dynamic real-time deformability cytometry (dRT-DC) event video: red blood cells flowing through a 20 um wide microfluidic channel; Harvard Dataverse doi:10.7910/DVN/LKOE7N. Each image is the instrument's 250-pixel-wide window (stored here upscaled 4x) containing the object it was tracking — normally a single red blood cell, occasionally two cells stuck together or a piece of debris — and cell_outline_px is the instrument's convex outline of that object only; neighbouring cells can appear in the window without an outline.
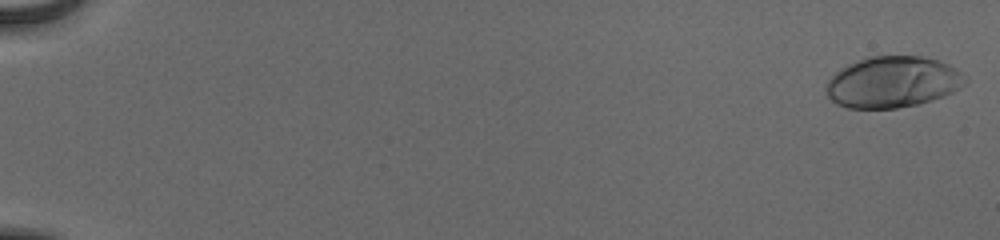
{"species": "human", "species_latin": "Homo sapiens", "temperature_condition": "cold", "stored_images_in_passage": 55, "camera_frame_rate_fps": 3000, "um_per_image_px": 0.085, "donor": {"sex": "male"}, "frame": {"image": 1, "passage_image": 1, "time_ms": 0.0, "image_size_px": [1000, 240], "cell_outline_px": [[968, 80], [964, 84], [952, 92], [944, 96], [920, 104], [896, 108], [848, 108], [836, 104], [828, 96], [824, 88], [828, 80], [840, 68], [848, 64], [868, 56], [924, 56], [948, 64], [956, 68]], "centroid_in_image_um": [75.86, 6.97], "position_along_channel_um": 9.1, "area_um2": 41.62}}
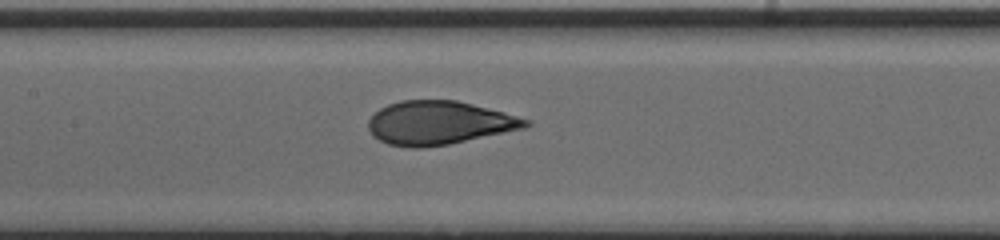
{"frame": {"image": 2, "passage_image": 29, "time_ms": 9.333, "image_size_px": [1000, 240], "cell_outline_px": [[532, 124], [524, 128], [448, 144], [420, 148], [412, 148], [388, 144], [372, 136], [368, 128], [368, 120], [380, 108], [388, 104], [400, 100], [456, 100], [504, 112], [532, 120]], "centroid_in_image_um": [37.31, 10.44], "position_along_channel_um": 170.1, "area_um2": 39.82}}
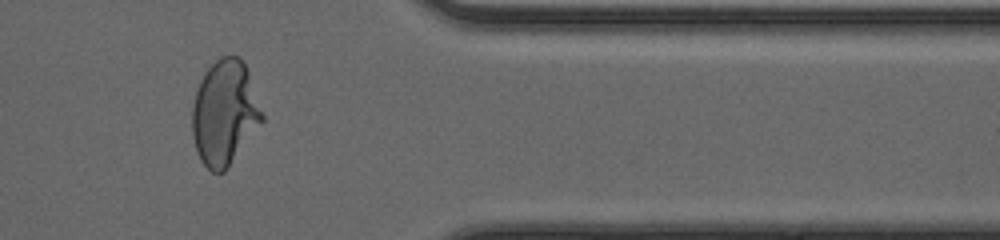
{"frame": {"image": 3, "passage_image": 47, "time_ms": 15.333, "image_size_px": [1000, 240], "cell_outline_px": [[264, 120], [224, 172], [212, 172], [200, 160], [192, 136], [192, 104], [200, 80], [204, 72], [220, 56], [240, 56], [244, 60], [264, 116]], "centroid_in_image_um": [19.09, 9.57], "position_along_channel_um": 392.3, "area_um2": 42.66}, "authors_computed_cell_mechanics": {"area_um2": 40.46, "velocity_mm_per_s": 3.9053, "shape_relaxation_time_tau1_ms": 5.8292, "shape_relaxation_time_tau2_ms": null, "deformation_change_tau1": 0.2294, "deformation_change_tau2": null}}